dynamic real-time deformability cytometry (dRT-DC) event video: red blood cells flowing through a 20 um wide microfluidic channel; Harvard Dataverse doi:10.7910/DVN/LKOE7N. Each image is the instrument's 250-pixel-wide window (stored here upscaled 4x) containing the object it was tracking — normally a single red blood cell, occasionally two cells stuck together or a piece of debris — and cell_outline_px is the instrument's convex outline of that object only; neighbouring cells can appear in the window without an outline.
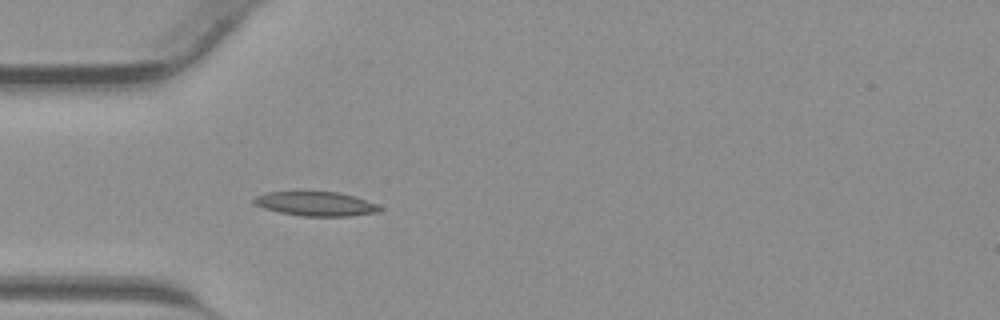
{"species": "common noctule bat (a hibernating species)", "species_latin": "Nyctalus noctula", "temperature_condition": "warm", "stored_images_in_passage": 31, "camera_frame_rate_fps": 3000, "um_per_image_px": 0.085, "animal": {"sex": "male", "body_mass_g": 23.1, "forearm_length_mm": 52.7}, "frame": {"image": 1, "passage_image": 1, "time_ms": 0.0, "image_size_px": [1000, 320], "cell_outline_px": [[384, 208], [380, 212], [352, 216], [300, 216], [280, 212], [264, 208], [252, 204], [252, 200], [256, 196], [268, 192], [304, 188], [336, 192], [356, 196], [376, 204]], "centroid_in_image_um": [26.81, 17.27], "position_along_channel_um": 58.2, "area_um2": 18.84}}
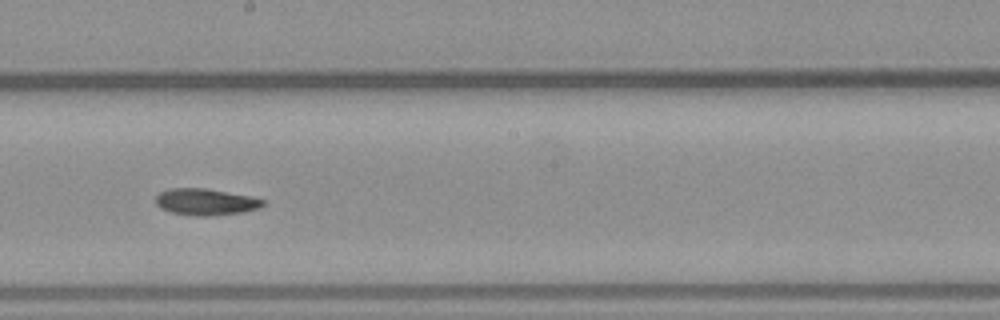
{"frame": {"image": 2, "passage_image": 12, "time_ms": 3.667, "image_size_px": [1000, 320], "cell_outline_px": [[264, 204], [260, 208], [240, 212], [208, 216], [196, 216], [172, 212], [160, 208], [156, 204], [156, 196], [160, 192], [168, 188], [204, 188], [252, 196], [264, 200]], "centroid_in_image_um": [17.47, 17.15], "position_along_channel_um": 230.7, "area_um2": 16.53}}
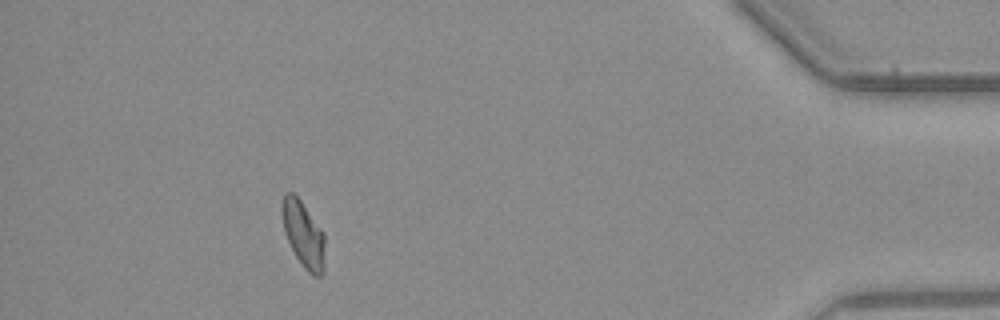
{"frame": {"image": 3, "passage_image": 27, "time_ms": 8.667, "image_size_px": [1000, 320], "cell_outline_px": [[324, 272], [320, 276], [316, 276], [308, 272], [304, 268], [296, 256], [284, 232], [280, 212], [280, 204], [284, 192], [292, 192], [300, 200], [324, 232]], "centroid_in_image_um": [25.76, 19.88], "position_along_channel_um": 409.4, "area_um2": 16.65}}